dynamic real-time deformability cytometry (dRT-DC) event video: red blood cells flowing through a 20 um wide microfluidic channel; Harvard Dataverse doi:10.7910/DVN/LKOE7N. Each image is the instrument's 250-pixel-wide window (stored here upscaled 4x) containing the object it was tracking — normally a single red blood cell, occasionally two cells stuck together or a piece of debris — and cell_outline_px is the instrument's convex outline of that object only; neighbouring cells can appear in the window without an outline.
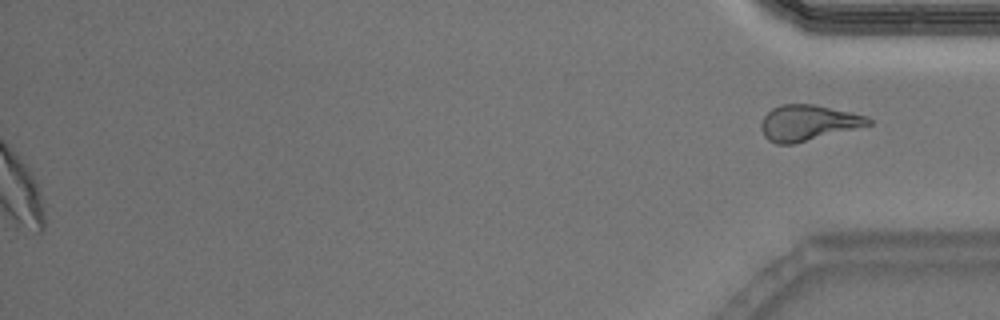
{"species": "Egyptian fruit bat (a non-hibernating species)", "species_latin": "Rousettus aegyptiacus", "temperature_condition": "warm", "stored_images_in_passage": 39, "segment_of_instrument_passage": [2, 2], "camera_frame_rate_fps": 3000, "um_per_image_px": 0.085, "animal": {"sex": "male"}, "frame": {"image": 1, "passage_image": 39, "time_ms": 12.667, "image_size_px": [1000, 320], "cell_outline_px": [[872, 124], [792, 144], [776, 144], [768, 140], [764, 136], [760, 128], [760, 124], [764, 116], [772, 108], [780, 104], [816, 104], [868, 116], [872, 120]], "centroid_in_image_um": [68.66, 10.42], "position_along_channel_um": 366.5, "area_um2": 22.25}}